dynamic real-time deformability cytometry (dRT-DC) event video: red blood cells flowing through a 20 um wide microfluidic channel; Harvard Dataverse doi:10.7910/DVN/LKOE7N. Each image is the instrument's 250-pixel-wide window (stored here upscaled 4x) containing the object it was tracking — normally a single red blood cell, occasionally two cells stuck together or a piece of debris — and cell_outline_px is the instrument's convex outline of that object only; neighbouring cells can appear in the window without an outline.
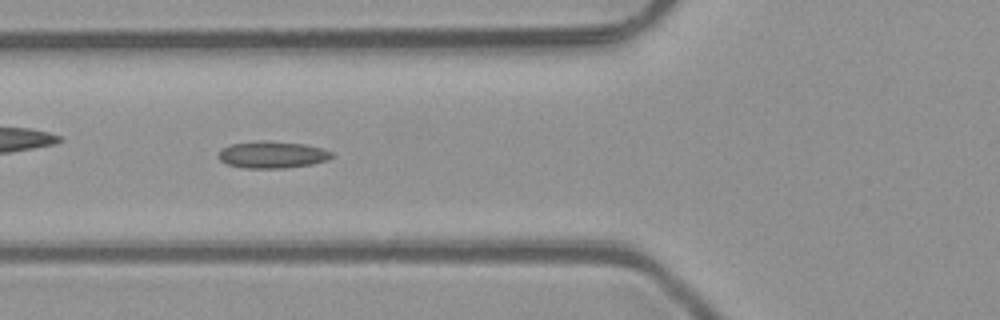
{"species": "common noctule bat (a hibernating species)", "species_latin": "Nyctalus noctula", "temperature_condition": "room temperature", "stored_images_in_passage": 37, "camera_frame_rate_fps": 3000, "um_per_image_px": 0.085, "animal": {"sex": "male", "body_mass_g": 23.1, "forearm_length_mm": 52.7}, "frame": {"image": 1, "passage_image": 6, "time_ms": 1.667, "image_size_px": [1000, 320], "cell_outline_px": [[336, 156], [328, 160], [312, 164], [284, 168], [244, 168], [228, 164], [220, 160], [216, 156], [220, 148], [232, 144], [264, 140], [304, 144], [320, 148], [332, 152]], "centroid_in_image_um": [23.13, 13.15], "position_along_channel_um": 102.7, "area_um2": 17.86}, "authors_computed_cell_mechanics": {"area_um2": 16.6464, "velocity_mm_per_s": 4.1212, "shape_relaxation_time_tau1_ms": null, "shape_relaxation_time_tau2_ms": 3.6494, "deformation_change_tau1": null, "deformation_change_tau2": 0.1113}}